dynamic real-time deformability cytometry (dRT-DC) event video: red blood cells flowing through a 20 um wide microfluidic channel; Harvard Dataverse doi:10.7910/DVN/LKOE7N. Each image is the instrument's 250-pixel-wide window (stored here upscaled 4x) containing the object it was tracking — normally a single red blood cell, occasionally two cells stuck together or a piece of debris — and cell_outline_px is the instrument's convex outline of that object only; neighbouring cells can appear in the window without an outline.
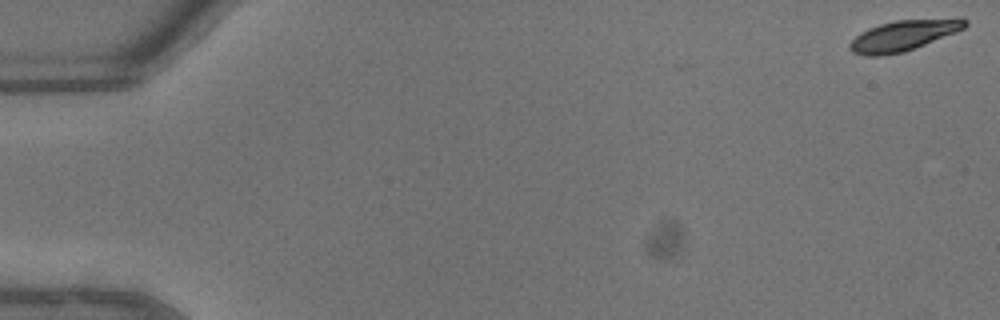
{"species": "common noctule bat (a hibernating species)", "species_latin": "Nyctalus noctula", "temperature_condition": "warm", "stored_images_in_passage": 11, "camera_frame_rate_fps": 3000, "um_per_image_px": 0.085, "animal": {"sex": "male", "body_mass_g": 13.3}, "frame": {"image": 1, "passage_image": 1, "time_ms": 0.0, "image_size_px": [1000, 320], "cell_outline_px": [[968, 24], [964, 28], [956, 32], [904, 52], [880, 56], [864, 56], [852, 52], [848, 48], [848, 44], [860, 32], [868, 28], [880, 24], [896, 20], [968, 20]], "centroid_in_image_um": [76.67, 3.06], "position_along_channel_um": 8.3, "area_um2": 20.0}}